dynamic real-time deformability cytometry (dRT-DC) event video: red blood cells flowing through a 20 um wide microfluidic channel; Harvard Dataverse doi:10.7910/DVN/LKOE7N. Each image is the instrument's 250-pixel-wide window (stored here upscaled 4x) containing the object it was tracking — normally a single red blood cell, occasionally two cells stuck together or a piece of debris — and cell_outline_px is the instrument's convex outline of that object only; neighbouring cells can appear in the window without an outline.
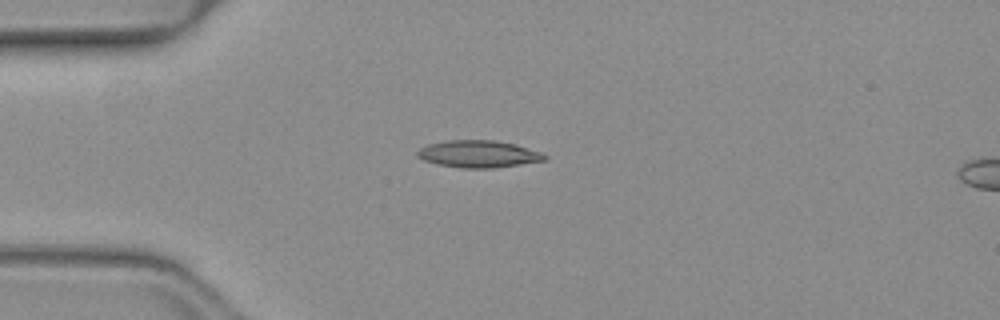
{"species": "common noctule bat (a hibernating species)", "species_latin": "Nyctalus noctula", "temperature_condition": "warm", "stored_images_in_passage": 39, "camera_frame_rate_fps": 3000, "um_per_image_px": 0.085, "animal": {"sex": "female", "body_mass_g": 19.3, "forearm_length_mm": 54.1}, "frame": {"image": 1, "passage_image": 1, "time_ms": 0.0, "image_size_px": [1000, 320], "cell_outline_px": [[548, 156], [544, 160], [520, 164], [492, 168], [460, 168], [436, 164], [424, 160], [416, 156], [416, 152], [420, 148], [428, 144], [448, 140], [496, 140], [516, 144], [540, 152]], "centroid_in_image_um": [40.63, 13.08], "position_along_channel_um": 44.4, "area_um2": 20.11}}
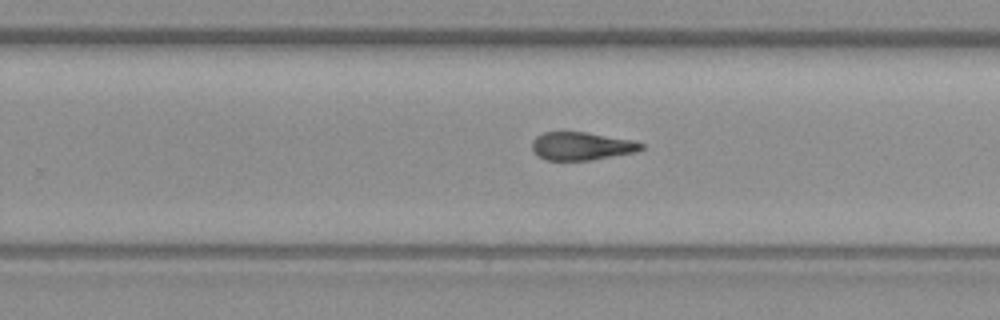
{"frame": {"image": 2, "passage_image": 20, "time_ms": 6.333, "image_size_px": [1000, 320], "cell_outline_px": [[644, 148], [636, 152], [592, 160], [548, 160], [540, 156], [532, 148], [532, 140], [536, 136], [544, 132], [584, 132], [632, 140], [644, 144]], "centroid_in_image_um": [49.45, 12.42], "position_along_channel_um": 280.4, "area_um2": 17.69}}
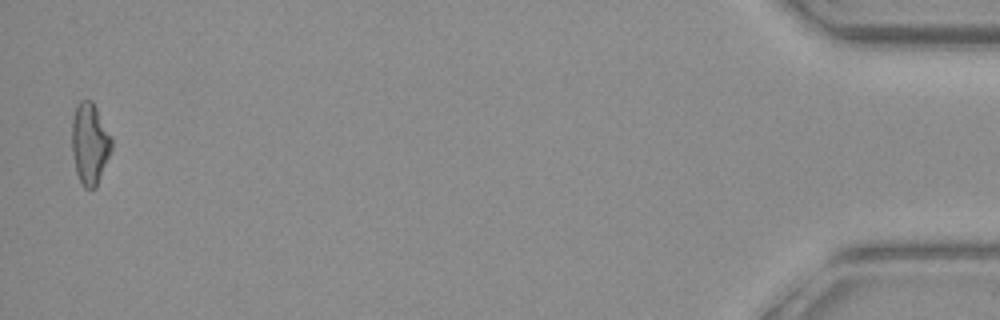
{"frame": {"image": 3, "passage_image": 38, "time_ms": 12.333, "image_size_px": [1000, 320], "cell_outline_px": [[112, 148], [96, 188], [84, 188], [76, 172], [72, 152], [72, 120], [76, 108], [80, 100], [92, 100], [112, 136]], "centroid_in_image_um": [7.64, 12.2], "position_along_channel_um": 427.6, "area_um2": 18.79}, "authors_computed_cell_mechanics": {"area_um2": 18.6694, "velocity_mm_per_s": 4.0537, "shape_relaxation_time_tau1_ms": null, "shape_relaxation_time_tau2_ms": 5.2697, "deformation_change_tau1": null, "deformation_change_tau2": 0.1763}}